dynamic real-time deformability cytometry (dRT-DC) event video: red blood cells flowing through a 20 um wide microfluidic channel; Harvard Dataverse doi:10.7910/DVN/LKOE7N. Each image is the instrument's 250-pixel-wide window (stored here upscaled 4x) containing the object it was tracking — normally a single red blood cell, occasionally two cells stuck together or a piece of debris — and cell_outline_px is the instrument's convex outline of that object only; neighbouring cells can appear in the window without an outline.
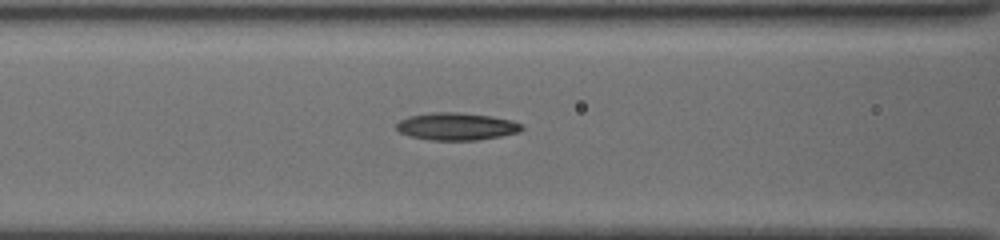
{"species": "common noctule bat (a hibernating species)", "species_latin": "Nyctalus noctula", "temperature_condition": "cold", "stored_images_in_passage": 15, "camera_frame_rate_fps": 3000, "um_per_image_px": 0.085, "animal": {"sex": "female", "body_mass_g": 19.5, "forearm_length_mm": 54.1}, "frame": {"image": 1, "passage_image": 15, "time_ms": 8.0, "image_size_px": [1000, 240], "cell_outline_px": [[524, 128], [520, 132], [480, 140], [432, 140], [408, 136], [400, 132], [396, 128], [396, 124], [400, 120], [408, 116], [432, 112], [456, 112], [492, 116], [512, 120], [520, 124]], "centroid_in_image_um": [38.8, 10.75], "position_along_channel_um": 127.8, "area_um2": 20.11}}